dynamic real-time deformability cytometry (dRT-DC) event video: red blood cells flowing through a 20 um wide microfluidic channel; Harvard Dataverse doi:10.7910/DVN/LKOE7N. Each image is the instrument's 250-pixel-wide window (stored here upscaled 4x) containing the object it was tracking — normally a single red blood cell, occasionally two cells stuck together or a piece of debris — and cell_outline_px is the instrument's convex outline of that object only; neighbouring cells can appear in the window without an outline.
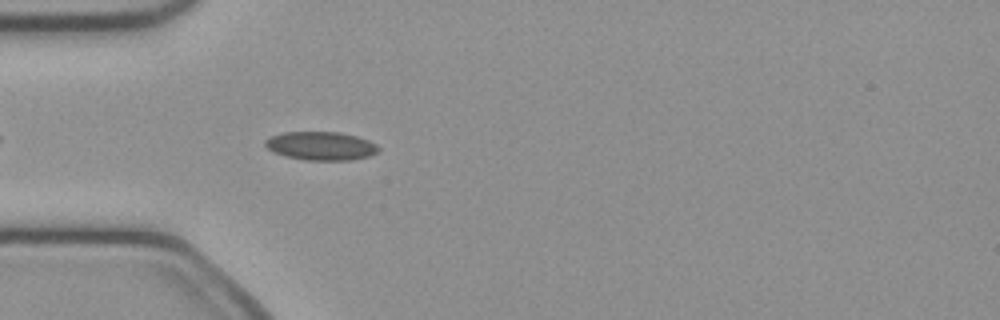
{"species": "common noctule bat (a hibernating species)", "species_latin": "Nyctalus noctula", "temperature_condition": "cold", "stored_images_in_passage": 40, "camera_frame_rate_fps": 3000, "um_per_image_px": 0.085, "animal": {"sex": "female", "body_mass_g": 21.9}, "frame": {"image": 1, "passage_image": 5, "time_ms": 1.333, "image_size_px": [1000, 320], "cell_outline_px": [[380, 148], [376, 152], [368, 156], [352, 160], [304, 160], [272, 152], [264, 144], [264, 140], [272, 136], [284, 132], [340, 132], [356, 136], [368, 140], [376, 144]], "centroid_in_image_um": [27.27, 12.4], "position_along_channel_um": 57.7, "area_um2": 18.73}}
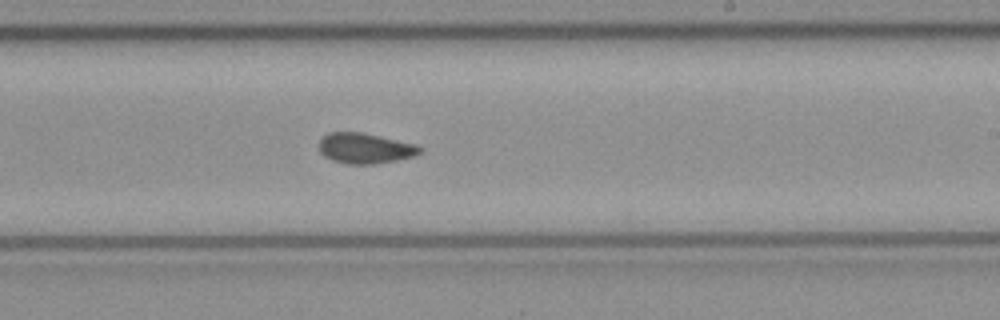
{"frame": {"image": 2, "passage_image": 20, "time_ms": 6.333, "image_size_px": [1000, 320], "cell_outline_px": [[424, 148], [420, 152], [412, 156], [396, 160], [372, 164], [348, 164], [332, 160], [324, 156], [320, 152], [320, 140], [328, 132], [364, 132], [416, 144]], "centroid_in_image_um": [31.03, 12.59], "position_along_channel_um": 258.0, "area_um2": 17.86}}
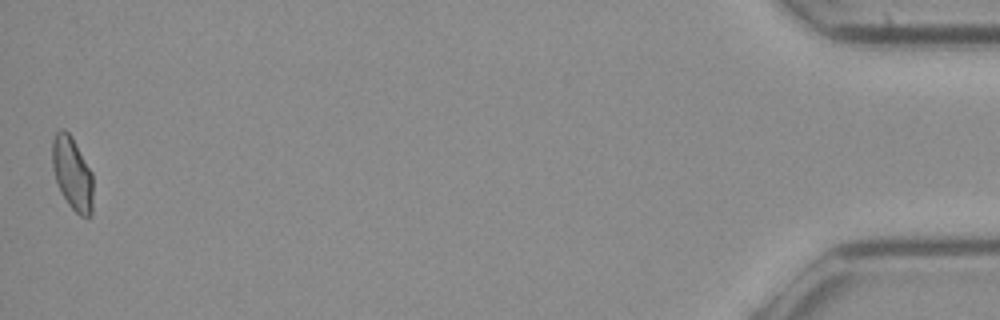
{"frame": {"image": 3, "passage_image": 40, "time_ms": 13.0, "image_size_px": [1000, 320], "cell_outline_px": [[92, 216], [80, 216], [68, 204], [56, 180], [52, 168], [52, 140], [56, 132], [60, 128], [64, 128], [72, 136], [92, 172]], "centroid_in_image_um": [6.14, 14.7], "position_along_channel_um": 429.1, "area_um2": 17.34}, "authors_computed_cell_mechanics": {"area_um2": 17.8313, "velocity_mm_per_s": 4.0732, "shape_relaxation_time_tau1_ms": null, "shape_relaxation_time_tau2_ms": 2.2158, "deformation_change_tau1": null, "deformation_change_tau2": 0.0607}}